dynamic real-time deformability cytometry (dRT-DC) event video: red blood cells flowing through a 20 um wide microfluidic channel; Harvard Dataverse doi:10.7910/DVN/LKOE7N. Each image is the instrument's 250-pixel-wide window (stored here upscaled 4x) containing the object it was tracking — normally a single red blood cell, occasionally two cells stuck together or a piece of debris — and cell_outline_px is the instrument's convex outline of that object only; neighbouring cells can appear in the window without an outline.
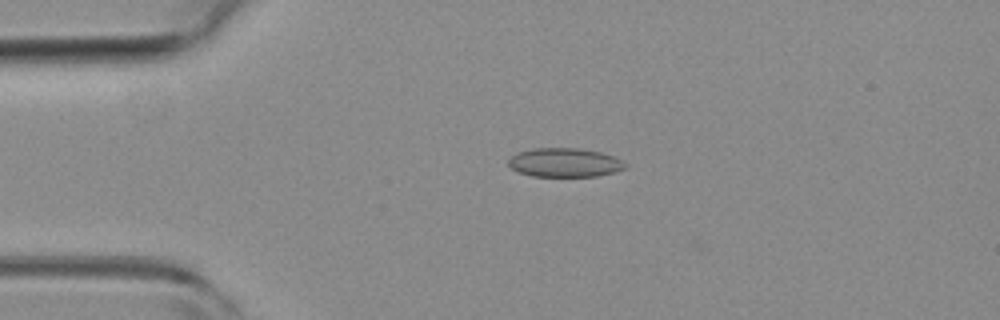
{"species": "common noctule bat (a hibernating species)", "species_latin": "Nyctalus noctula", "temperature_condition": "room temperature", "stored_images_in_passage": 4, "camera_frame_rate_fps": 3000, "um_per_image_px": 0.085, "animal": {"sex": "female", "body_mass_g": 19.3, "forearm_length_mm": 54.1}, "frame": {"image": 1, "passage_image": 3, "time_ms": 0.667, "image_size_px": [1000, 320], "cell_outline_px": [[628, 168], [596, 176], [532, 176], [520, 172], [512, 168], [508, 164], [508, 160], [516, 152], [532, 148], [576, 148], [600, 152], [612, 156], [628, 164]], "centroid_in_image_um": [47.99, 13.81], "position_along_channel_um": 37.0, "area_um2": 19.59}}